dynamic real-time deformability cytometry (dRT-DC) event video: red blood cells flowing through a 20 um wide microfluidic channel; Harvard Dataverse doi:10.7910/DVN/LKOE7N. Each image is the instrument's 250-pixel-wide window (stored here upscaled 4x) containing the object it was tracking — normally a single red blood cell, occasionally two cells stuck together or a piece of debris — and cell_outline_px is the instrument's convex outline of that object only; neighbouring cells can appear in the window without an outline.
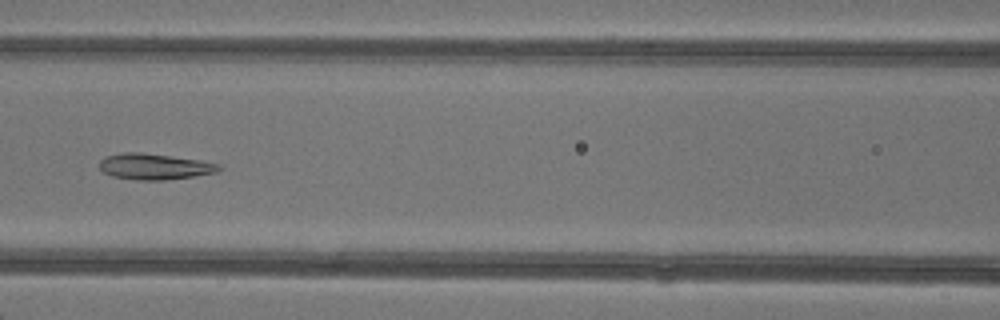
{"species": "common noctule bat (a hibernating species)", "species_latin": "Nyctalus noctula", "temperature_condition": "warm", "stored_images_in_passage": 4, "camera_frame_rate_fps": 3000, "um_per_image_px": 0.085, "animal": {"sex": "female"}, "frame": {"image": 1, "passage_image": 3, "time_ms": 2.0, "image_size_px": [1000, 320], "cell_outline_px": [[224, 168], [216, 172], [192, 176], [164, 180], [140, 180], [112, 176], [104, 172], [100, 168], [100, 160], [108, 156], [124, 152], [140, 152], [200, 160], [220, 164]], "centroid_in_image_um": [13.16, 14.15], "position_along_channel_um": 153.4, "area_um2": 17.86}}